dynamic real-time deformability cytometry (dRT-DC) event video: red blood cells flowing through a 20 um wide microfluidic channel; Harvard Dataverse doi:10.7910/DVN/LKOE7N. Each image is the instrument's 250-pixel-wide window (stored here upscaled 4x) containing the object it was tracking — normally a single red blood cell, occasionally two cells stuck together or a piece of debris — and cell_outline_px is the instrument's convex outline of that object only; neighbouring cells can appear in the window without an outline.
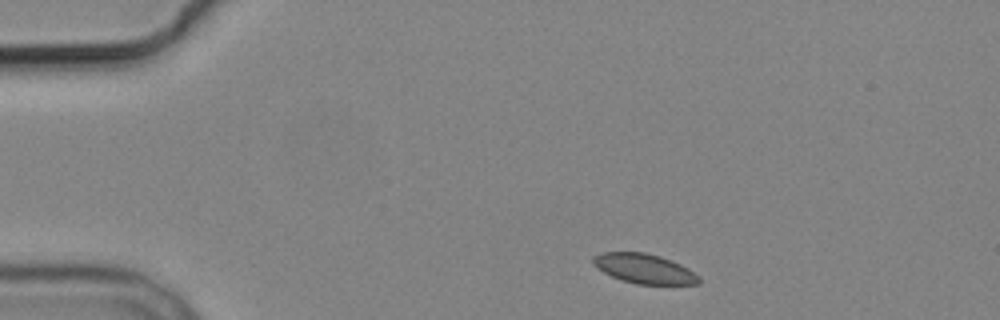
{"species": "common noctule bat (a hibernating species)", "species_latin": "Nyctalus noctula", "temperature_condition": "cold", "stored_images_in_passage": 3, "camera_frame_rate_fps": 3000, "um_per_image_px": 0.085, "animal": {"sex": "male", "body_mass_g": 19.2, "forearm_length_mm": 51.8}, "frame": {"image": 1, "passage_image": 1, "time_ms": 0.0, "image_size_px": [1000, 320], "cell_outline_px": [[700, 284], [636, 284], [612, 276], [604, 272], [592, 264], [592, 256], [600, 252], [644, 252], [660, 256], [680, 264], [688, 268], [700, 276]], "centroid_in_image_um": [54.76, 22.82], "position_along_channel_um": 30.2, "area_um2": 18.26}}